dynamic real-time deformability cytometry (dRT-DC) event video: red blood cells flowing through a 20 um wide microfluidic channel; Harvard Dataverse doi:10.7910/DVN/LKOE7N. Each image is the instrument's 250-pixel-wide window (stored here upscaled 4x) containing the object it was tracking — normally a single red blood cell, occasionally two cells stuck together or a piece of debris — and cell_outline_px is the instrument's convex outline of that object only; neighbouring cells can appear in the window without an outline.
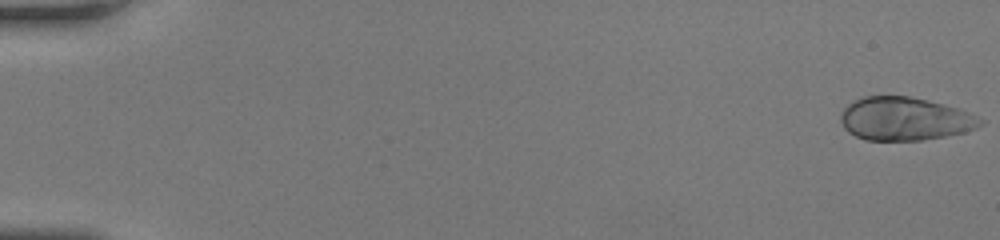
{"species": "human", "species_latin": "Homo sapiens", "temperature_condition": "room temperature", "stored_images_in_passage": 50, "camera_frame_rate_fps": 3000, "um_per_image_px": 0.085, "donor": {"sex": "female"}, "frame": {"image": 1, "passage_image": 1, "time_ms": 0.0, "image_size_px": [1000, 240], "cell_outline_px": [[984, 124], [976, 128], [964, 132], [924, 140], [864, 140], [848, 132], [844, 128], [840, 120], [840, 116], [844, 108], [852, 100], [860, 96], [908, 96], [928, 100], [960, 108], [984, 120]], "centroid_in_image_um": [76.89, 10.09], "position_along_channel_um": 8.1, "area_um2": 35.43}}
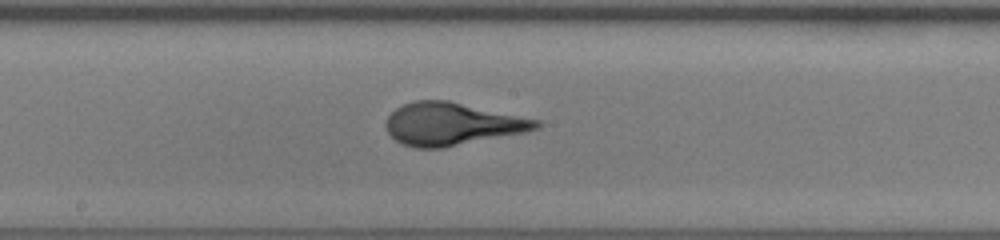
{"frame": {"image": 2, "passage_image": 28, "time_ms": 9.0, "image_size_px": [1000, 240], "cell_outline_px": [[544, 124], [540, 128], [524, 132], [444, 148], [416, 148], [404, 144], [396, 140], [388, 132], [384, 124], [388, 116], [396, 108], [404, 104], [416, 100], [448, 100], [540, 120]], "centroid_in_image_um": [38.43, 10.53], "position_along_channel_um": 209.8, "area_um2": 37.28}}
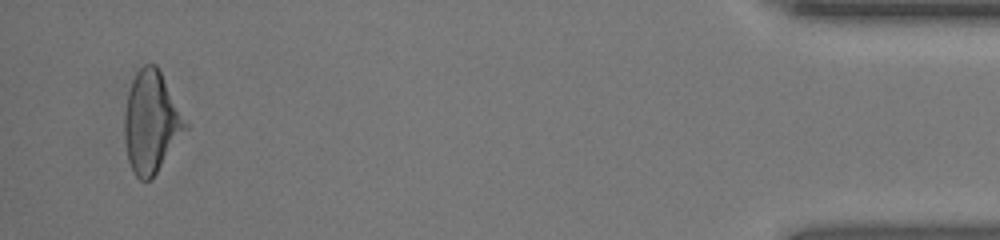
{"frame": {"image": 3, "passage_image": 48, "time_ms": 15.667, "image_size_px": [1000, 240], "cell_outline_px": [[188, 128], [152, 180], [140, 180], [132, 172], [128, 160], [124, 144], [124, 116], [128, 92], [132, 80], [136, 72], [144, 64], [156, 64], [188, 124]], "centroid_in_image_um": [12.84, 10.43], "position_along_channel_um": 422.4, "area_um2": 36.13}}